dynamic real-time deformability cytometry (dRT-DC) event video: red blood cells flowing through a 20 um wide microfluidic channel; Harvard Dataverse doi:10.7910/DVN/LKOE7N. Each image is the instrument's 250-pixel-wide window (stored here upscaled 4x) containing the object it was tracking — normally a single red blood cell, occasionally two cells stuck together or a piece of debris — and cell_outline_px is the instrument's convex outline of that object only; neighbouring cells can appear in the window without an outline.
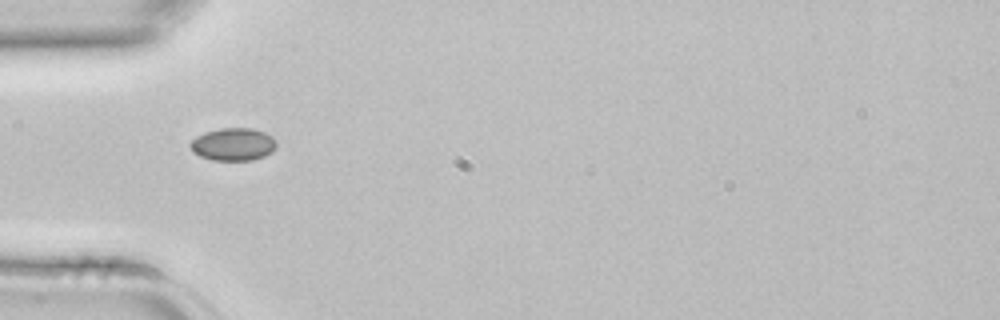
{"species": "common noctule bat (a hibernating species)", "species_latin": "Nyctalus noctula", "temperature_condition": "room temperature", "stored_images_in_passage": 1, "camera_frame_rate_fps": 3000, "um_per_image_px": 0.085, "animal": {"sex": "female", "body_mass_g": 22.7, "forearm_length_mm": 54.2}, "frame": {"image": 1, "passage_image": 1, "time_ms": 0.0, "image_size_px": [1000, 320], "cell_outline_px": [[276, 144], [272, 152], [264, 156], [252, 160], [212, 160], [200, 156], [192, 152], [188, 144], [196, 136], [204, 132], [220, 128], [252, 128], [264, 132], [272, 136], [276, 140]], "centroid_in_image_um": [19.8, 12.26], "position_along_channel_um": 65.2, "area_um2": 16.53}}